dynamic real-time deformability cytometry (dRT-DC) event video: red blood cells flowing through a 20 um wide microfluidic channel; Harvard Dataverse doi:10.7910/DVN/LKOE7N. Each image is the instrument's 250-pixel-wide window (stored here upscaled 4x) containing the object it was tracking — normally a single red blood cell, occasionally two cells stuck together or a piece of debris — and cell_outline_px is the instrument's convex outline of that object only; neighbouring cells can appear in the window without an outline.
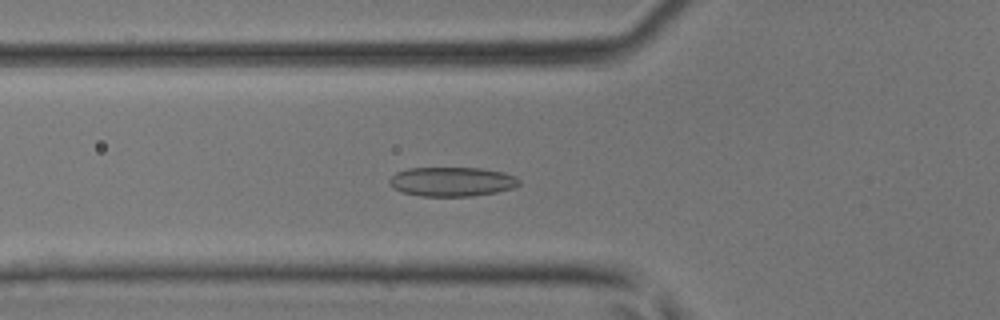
{"species": "common noctule bat (a hibernating species)", "species_latin": "Nyctalus noctula", "temperature_condition": "room temperature", "stored_images_in_passage": 41, "camera_frame_rate_fps": 3000, "um_per_image_px": 0.085, "animal": {"sex": "male", "body_mass_g": 17.9, "forearm_length_mm": 54.2}, "frame": {"image": 1, "passage_image": 16, "time_ms": 5.0, "image_size_px": [1000, 320], "cell_outline_px": [[520, 184], [512, 188], [496, 192], [472, 196], [420, 196], [400, 192], [392, 188], [388, 184], [388, 180], [396, 172], [408, 168], [480, 168], [504, 172], [516, 176], [520, 180]], "centroid_in_image_um": [38.38, 15.44], "position_along_channel_um": 87.4, "area_um2": 22.37}}
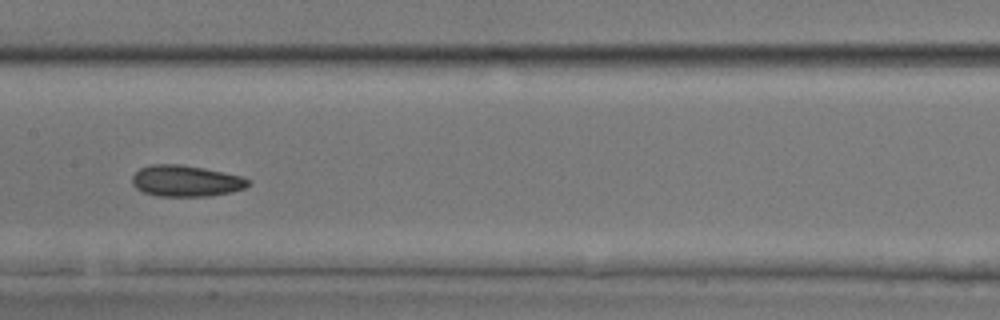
{"frame": {"image": 2, "passage_image": 23, "time_ms": 7.333, "image_size_px": [1000, 320], "cell_outline_px": [[252, 184], [244, 188], [232, 192], [208, 196], [156, 196], [144, 192], [136, 188], [132, 184], [132, 176], [140, 168], [152, 164], [180, 164], [204, 168], [240, 176], [252, 180]], "centroid_in_image_um": [15.81, 15.38], "position_along_channel_um": 191.6, "area_um2": 21.21}}
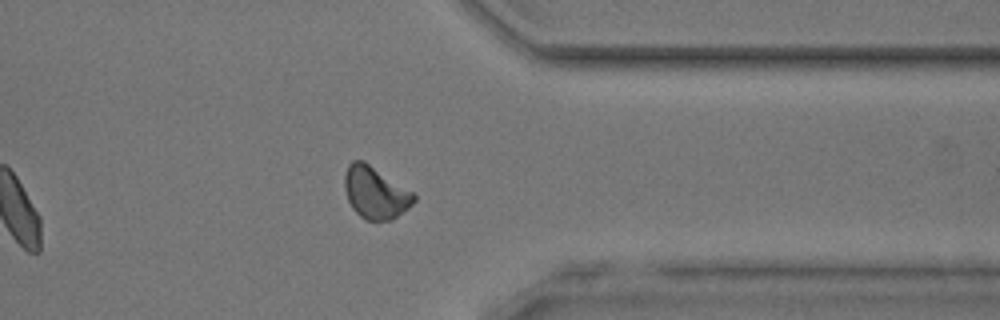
{"frame": {"image": 3, "passage_image": 36, "time_ms": 11.667, "image_size_px": [1000, 320], "cell_outline_px": [[416, 200], [408, 208], [392, 220], [364, 220], [352, 208], [348, 200], [344, 188], [344, 176], [348, 164], [352, 160], [364, 160], [412, 192], [416, 196]], "centroid_in_image_um": [31.88, 16.37], "position_along_channel_um": 379.5, "area_um2": 20.98}}